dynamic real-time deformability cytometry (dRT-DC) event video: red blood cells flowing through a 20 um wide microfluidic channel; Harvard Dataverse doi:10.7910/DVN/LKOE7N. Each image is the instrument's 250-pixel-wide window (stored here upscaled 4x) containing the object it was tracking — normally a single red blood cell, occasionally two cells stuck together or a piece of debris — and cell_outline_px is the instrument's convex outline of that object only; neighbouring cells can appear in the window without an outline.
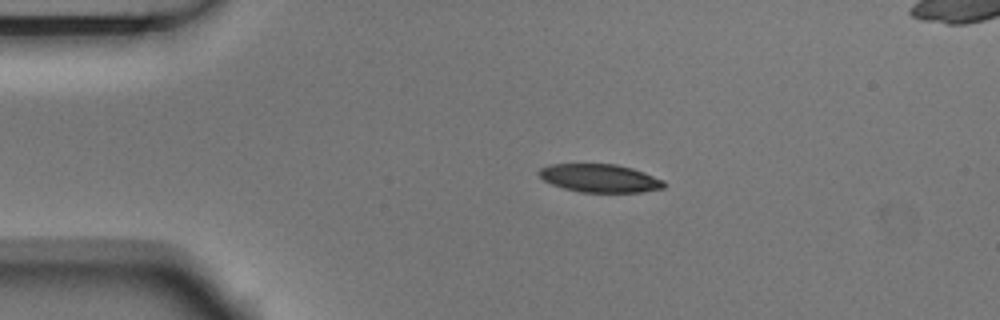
{"species": "Egyptian fruit bat (a non-hibernating species)", "species_latin": "Rousettus aegyptiacus", "temperature_condition": "room temperature", "stored_images_in_passage": 3, "camera_frame_rate_fps": 3000, "um_per_image_px": 0.085, "animal": {"sex": "male"}, "frame": {"image": 1, "passage_image": 2, "time_ms": 0.333, "image_size_px": [1000, 320], "cell_outline_px": [[664, 188], [640, 192], [580, 192], [564, 188], [552, 184], [544, 180], [540, 176], [540, 168], [548, 164], [616, 164], [632, 168], [644, 172], [664, 180]], "centroid_in_image_um": [50.99, 15.14], "position_along_channel_um": 34.0, "area_um2": 20.4}}